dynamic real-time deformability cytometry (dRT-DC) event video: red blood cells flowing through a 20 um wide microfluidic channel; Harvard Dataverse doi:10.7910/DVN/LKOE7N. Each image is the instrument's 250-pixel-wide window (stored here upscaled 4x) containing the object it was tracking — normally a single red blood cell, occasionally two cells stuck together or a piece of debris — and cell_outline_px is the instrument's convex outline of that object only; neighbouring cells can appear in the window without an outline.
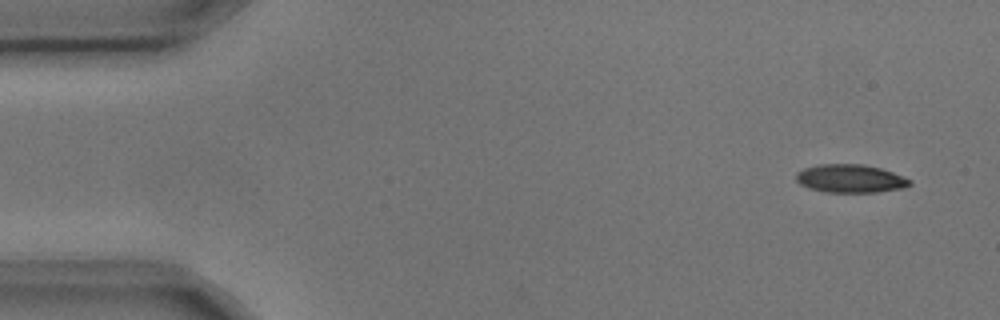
{"species": "common noctule bat (a hibernating species)", "species_latin": "Nyctalus noctula", "temperature_condition": "cold", "stored_images_in_passage": 4, "camera_frame_rate_fps": 3000, "um_per_image_px": 0.085, "animal": {"sex": "male", "body_mass_g": 17.9, "forearm_length_mm": 54.2}, "frame": {"image": 1, "passage_image": 1, "time_ms": 0.0, "image_size_px": [1000, 320], "cell_outline_px": [[912, 184], [904, 188], [876, 192], [824, 192], [808, 188], [800, 184], [796, 180], [796, 172], [804, 168], [820, 164], [864, 164], [880, 168], [892, 172], [912, 180]], "centroid_in_image_um": [72.27, 15.18], "position_along_channel_um": 12.7, "area_um2": 18.79}}
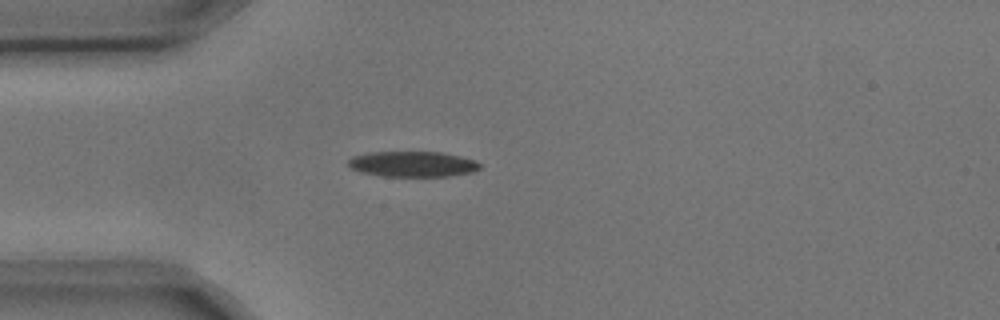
{"frame": {"image": 2, "passage_image": 4, "time_ms": 1.0, "image_size_px": [1000, 320], "cell_outline_px": [[480, 168], [472, 172], [448, 176], [384, 176], [364, 172], [352, 168], [348, 164], [348, 160], [352, 156], [368, 152], [444, 152], [476, 160], [480, 164]], "centroid_in_image_um": [35.1, 13.93], "position_along_channel_um": 49.9, "area_um2": 19.48}}